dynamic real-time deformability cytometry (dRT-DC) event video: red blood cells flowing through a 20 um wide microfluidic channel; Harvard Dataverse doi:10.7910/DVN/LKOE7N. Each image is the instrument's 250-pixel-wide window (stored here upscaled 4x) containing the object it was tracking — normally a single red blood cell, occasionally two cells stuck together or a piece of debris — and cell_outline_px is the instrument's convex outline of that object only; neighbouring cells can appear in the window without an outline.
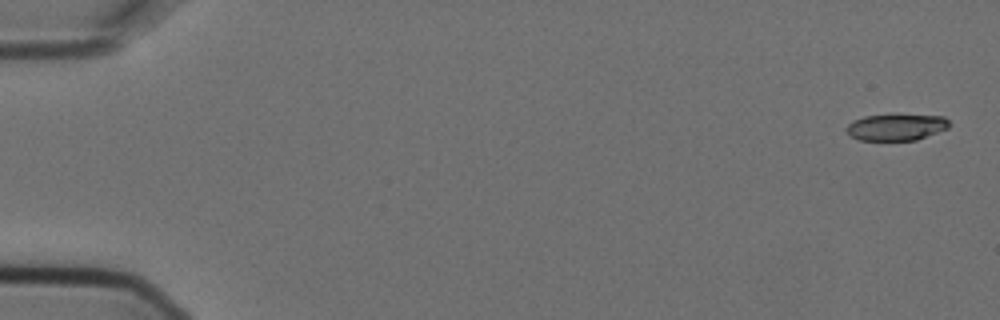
{"species": "Egyptian fruit bat (a non-hibernating species)", "species_latin": "Rousettus aegyptiacus", "temperature_condition": "cold", "stored_images_in_passage": 5, "camera_frame_rate_fps": 3000, "um_per_image_px": 0.085, "animal": {"sex": "female"}, "frame": {"image": 1, "passage_image": 1, "time_ms": 0.0, "image_size_px": [1000, 320], "cell_outline_px": [[948, 128], [916, 140], [860, 140], [852, 136], [844, 128], [852, 120], [864, 116], [944, 116], [948, 120]], "centroid_in_image_um": [76.14, 10.83], "position_along_channel_um": 8.9, "area_um2": 15.37}}
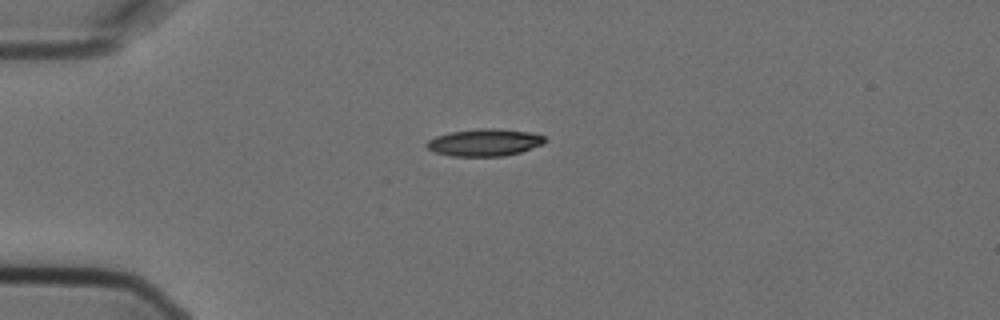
{"frame": {"image": 2, "passage_image": 4, "time_ms": 1.0, "image_size_px": [1000, 320], "cell_outline_px": [[548, 140], [544, 144], [520, 152], [504, 156], [452, 156], [436, 152], [428, 148], [424, 144], [428, 140], [436, 136], [452, 132], [480, 128], [492, 128], [528, 132], [544, 136]], "centroid_in_image_um": [41.2, 12.11], "position_along_channel_um": 43.8, "area_um2": 18.61}}